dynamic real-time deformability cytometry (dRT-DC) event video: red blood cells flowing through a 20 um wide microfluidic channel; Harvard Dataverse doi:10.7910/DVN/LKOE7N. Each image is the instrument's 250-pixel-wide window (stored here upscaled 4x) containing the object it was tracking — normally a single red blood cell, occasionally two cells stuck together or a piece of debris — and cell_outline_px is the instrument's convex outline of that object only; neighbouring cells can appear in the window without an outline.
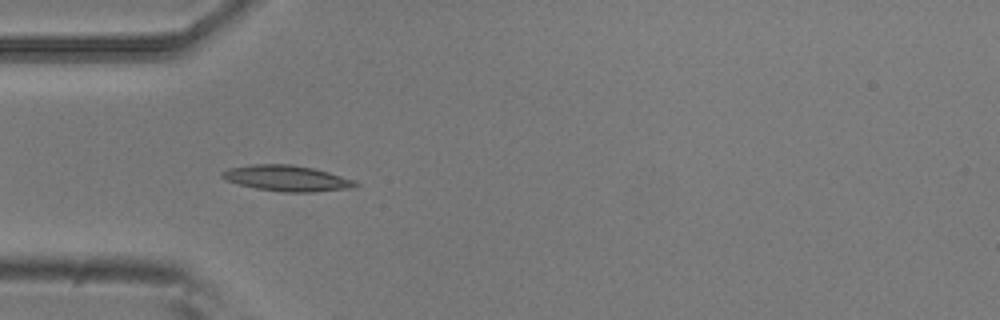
{"species": "common noctule bat (a hibernating species)", "species_latin": "Nyctalus noctula", "temperature_condition": "room temperature", "stored_images_in_passage": 5, "camera_frame_rate_fps": 3000, "um_per_image_px": 0.085, "animal": {"sex": "male", "body_mass_g": 20.5, "forearm_length_mm": 52.5}, "frame": {"image": 1, "passage_image": 5, "time_ms": 1.333, "image_size_px": [1000, 320], "cell_outline_px": [[360, 184], [356, 188], [312, 192], [280, 192], [256, 188], [224, 180], [220, 176], [220, 172], [228, 168], [252, 164], [292, 164], [312, 168], [328, 172], [356, 180]], "centroid_in_image_um": [24.4, 15.15], "position_along_channel_um": 60.6, "area_um2": 20.29}}